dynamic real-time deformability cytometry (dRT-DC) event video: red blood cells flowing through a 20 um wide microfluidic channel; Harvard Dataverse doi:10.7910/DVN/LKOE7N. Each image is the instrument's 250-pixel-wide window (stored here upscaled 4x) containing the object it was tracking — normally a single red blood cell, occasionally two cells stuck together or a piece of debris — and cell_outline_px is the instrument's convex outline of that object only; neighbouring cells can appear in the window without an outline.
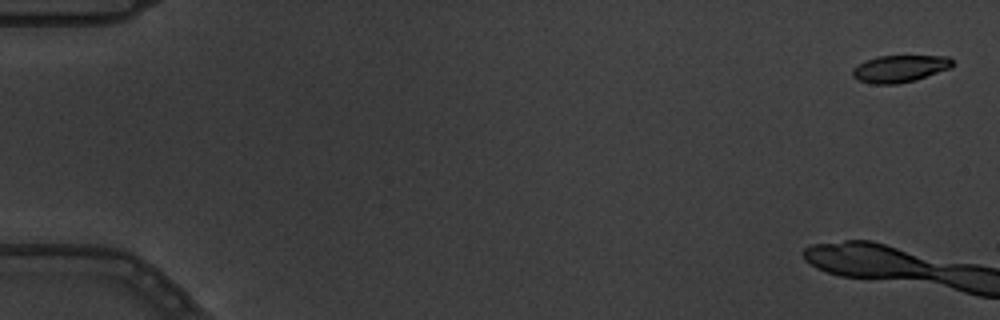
{"species": "common noctule bat (a hibernating species)", "species_latin": "Nyctalus noctula", "temperature_condition": "warm", "stored_images_in_passage": 6, "camera_frame_rate_fps": 3000, "um_per_image_px": 0.085, "animal": {"sex": "male", "body_mass_g": 19.5, "forearm_length_mm": 54.6}, "frame": {"image": 1, "passage_image": 1, "time_ms": 0.0, "image_size_px": [1000, 320], "cell_outline_px": [[952, 68], [916, 80], [896, 84], [872, 84], [856, 80], [852, 76], [852, 68], [864, 60], [876, 56], [948, 56], [952, 60]], "centroid_in_image_um": [76.44, 5.84], "position_along_channel_um": 8.6, "area_um2": 16.01}}